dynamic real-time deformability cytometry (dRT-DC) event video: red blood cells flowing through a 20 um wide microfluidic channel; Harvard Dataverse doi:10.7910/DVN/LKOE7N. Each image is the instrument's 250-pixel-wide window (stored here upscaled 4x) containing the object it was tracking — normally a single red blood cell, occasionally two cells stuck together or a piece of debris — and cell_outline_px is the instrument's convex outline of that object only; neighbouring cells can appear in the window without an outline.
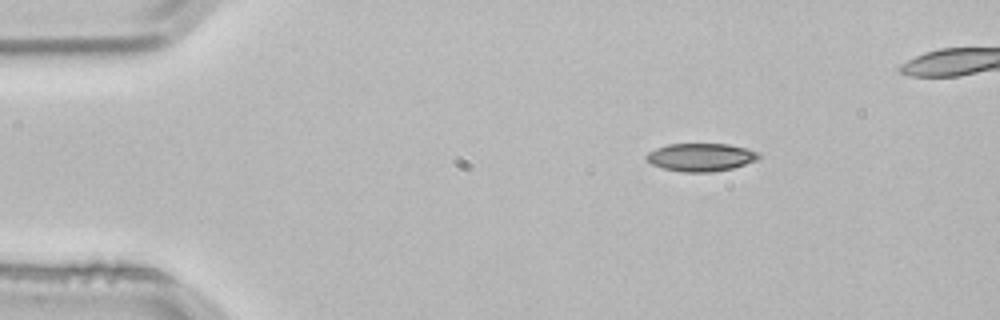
{"species": "common noctule bat (a hibernating species)", "species_latin": "Nyctalus noctula", "temperature_condition": "room temperature", "stored_images_in_passage": 3, "camera_frame_rate_fps": 3000, "um_per_image_px": 0.085, "animal": {"sex": "male", "body_mass_g": 21.5, "forearm_length_mm": 52.0}, "frame": {"image": 1, "passage_image": 1, "time_ms": 0.0, "image_size_px": [1000, 320], "cell_outline_px": [[760, 156], [756, 160], [732, 168], [712, 172], [684, 172], [664, 168], [652, 164], [644, 156], [648, 152], [656, 148], [668, 144], [728, 144], [748, 148], [760, 152]], "centroid_in_image_um": [59.59, 13.35], "position_along_channel_um": 25.4, "area_um2": 18.26}}